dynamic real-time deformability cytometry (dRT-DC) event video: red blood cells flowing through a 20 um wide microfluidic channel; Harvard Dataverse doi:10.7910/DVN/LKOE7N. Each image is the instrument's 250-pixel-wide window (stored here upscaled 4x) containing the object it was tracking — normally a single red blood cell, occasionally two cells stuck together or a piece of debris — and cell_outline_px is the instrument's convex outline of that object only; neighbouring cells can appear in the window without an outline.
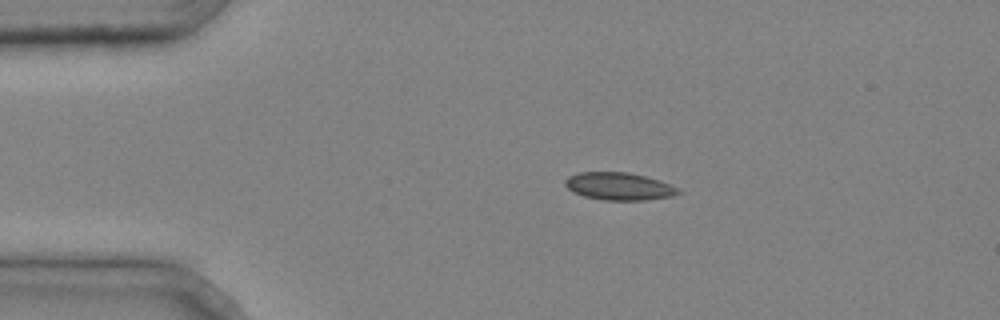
{"species": "common noctule bat (a hibernating species)", "species_latin": "Nyctalus noctula", "temperature_condition": "cold", "stored_images_in_passage": 3, "camera_frame_rate_fps": 3000, "um_per_image_px": 0.085, "animal": {"sex": "male", "body_mass_g": 20.4}, "frame": {"image": 1, "passage_image": 2, "time_ms": 0.333, "image_size_px": [1000, 320], "cell_outline_px": [[684, 192], [672, 196], [644, 200], [600, 200], [584, 196], [572, 192], [564, 184], [564, 180], [568, 176], [576, 172], [628, 172], [660, 180], [680, 188]], "centroid_in_image_um": [52.62, 15.83], "position_along_channel_um": 32.4, "area_um2": 18.44}}
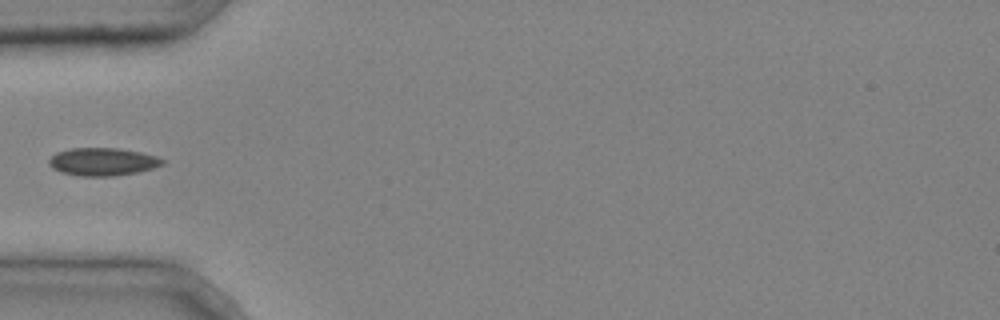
{"frame": {"image": 2, "passage_image": 3, "time_ms": 0.667, "image_size_px": [1000, 320], "cell_outline_px": [[164, 164], [152, 168], [136, 172], [112, 176], [80, 176], [60, 172], [52, 168], [48, 164], [48, 160], [56, 152], [68, 148], [116, 148], [140, 152], [156, 156], [164, 160]], "centroid_in_image_um": [8.68, 13.74], "position_along_channel_um": 76.3, "area_um2": 18.38}}